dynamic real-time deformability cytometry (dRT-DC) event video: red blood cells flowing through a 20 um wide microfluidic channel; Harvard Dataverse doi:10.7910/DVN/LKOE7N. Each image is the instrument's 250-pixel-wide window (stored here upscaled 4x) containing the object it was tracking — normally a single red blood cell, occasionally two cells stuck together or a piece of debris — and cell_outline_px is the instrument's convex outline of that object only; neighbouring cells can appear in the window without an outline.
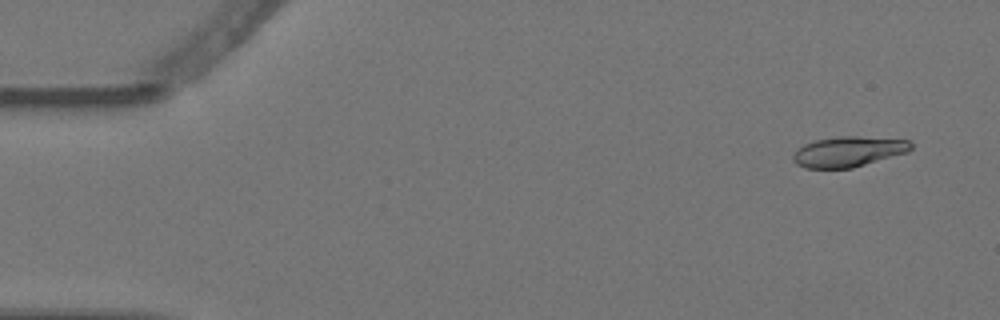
{"species": "Egyptian fruit bat (a non-hibernating species)", "species_latin": "Rousettus aegyptiacus", "temperature_condition": "warm", "stored_images_in_passage": 8, "camera_frame_rate_fps": 3000, "um_per_image_px": 0.085, "animal": {"sex": "female"}, "frame": {"image": 1, "passage_image": 1, "time_ms": 0.0, "image_size_px": [1000, 320], "cell_outline_px": [[912, 148], [908, 152], [852, 168], [804, 168], [796, 164], [792, 160], [792, 156], [804, 144], [816, 140], [840, 136], [856, 136], [908, 140], [912, 144]], "centroid_in_image_um": [72.11, 12.89], "position_along_channel_um": 12.9, "area_um2": 20.69}}
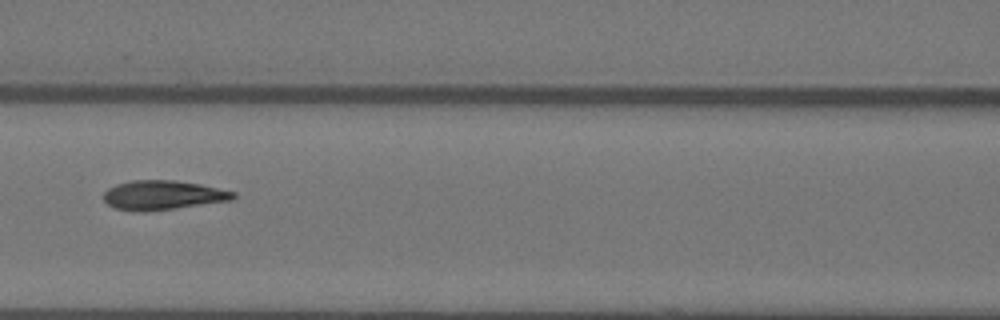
{"frame": {"image": 2, "passage_image": 6, "time_ms": 1.667, "image_size_px": [1000, 320], "cell_outline_px": [[236, 196], [232, 200], [172, 208], [140, 212], [132, 212], [116, 208], [108, 204], [104, 200], [104, 192], [108, 188], [116, 184], [132, 180], [172, 180], [200, 184], [236, 192]], "centroid_in_image_um": [13.81, 16.58], "position_along_channel_um": 152.8, "area_um2": 21.96}}
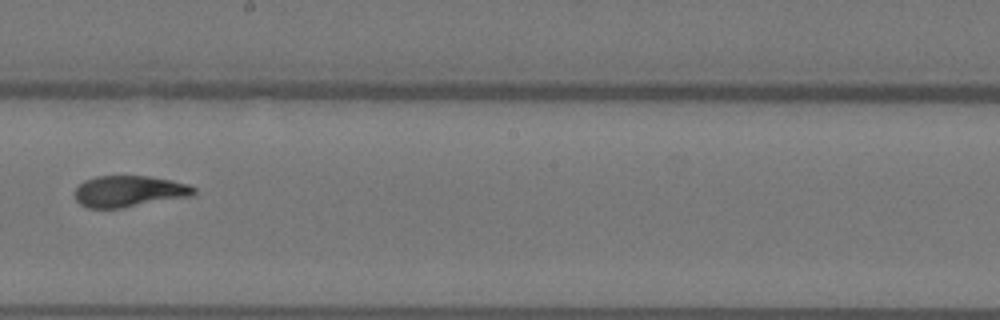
{"frame": {"image": 3, "passage_image": 8, "time_ms": 2.333, "image_size_px": [1000, 320], "cell_outline_px": [[196, 196], [124, 208], [88, 208], [80, 204], [76, 200], [76, 188], [84, 180], [96, 176], [148, 176], [188, 184], [196, 188]], "centroid_in_image_um": [11.02, 16.27], "position_along_channel_um": 237.2, "area_um2": 21.96}}